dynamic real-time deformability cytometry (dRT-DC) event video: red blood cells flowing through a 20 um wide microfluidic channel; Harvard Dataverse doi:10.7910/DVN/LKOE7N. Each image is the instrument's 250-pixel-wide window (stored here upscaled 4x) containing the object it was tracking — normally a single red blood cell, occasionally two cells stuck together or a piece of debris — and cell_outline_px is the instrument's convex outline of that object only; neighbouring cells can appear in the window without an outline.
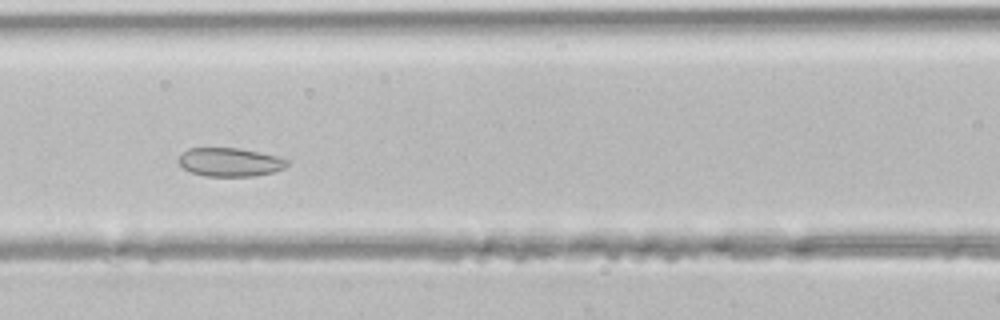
{"species": "common noctule bat (a hibernating species)", "species_latin": "Nyctalus noctula", "temperature_condition": "room temperature", "stored_images_in_passage": 35, "camera_frame_rate_fps": 3000, "um_per_image_px": 0.085, "animal": {"sex": "male", "body_mass_g": 21.5, "forearm_length_mm": 52.0}, "frame": {"image": 1, "passage_image": 10, "time_ms": 3.0, "image_size_px": [1000, 320], "cell_outline_px": [[288, 164], [284, 168], [272, 172], [252, 176], [204, 176], [192, 172], [184, 168], [176, 160], [188, 148], [240, 148], [260, 152], [276, 156], [288, 160]], "centroid_in_image_um": [19.53, 13.77], "position_along_channel_um": 147.1, "area_um2": 17.98}}
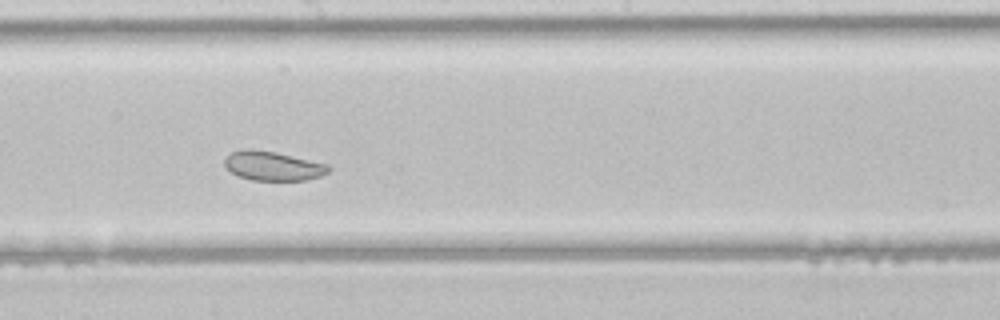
{"frame": {"image": 2, "passage_image": 15, "time_ms": 4.667, "image_size_px": [1000, 320], "cell_outline_px": [[332, 168], [328, 172], [320, 176], [304, 180], [252, 180], [240, 176], [232, 172], [224, 164], [224, 160], [232, 152], [244, 148], [252, 148], [276, 152], [328, 164]], "centroid_in_image_um": [23.21, 14.09], "position_along_channel_um": 225.0, "area_um2": 17.63}}
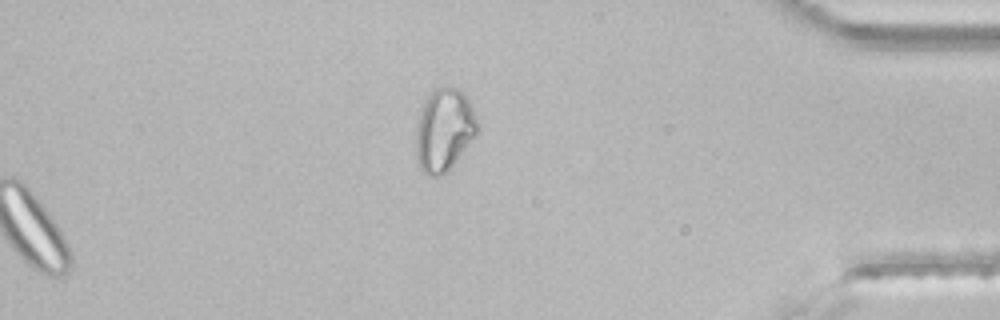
{"frame": {"image": 3, "passage_image": 35, "time_ms": 11.333, "image_size_px": [1000, 320], "cell_outline_px": [[480, 132], [448, 172], [440, 176], [428, 176], [420, 168], [416, 160], [416, 124], [420, 108], [424, 96], [432, 88], [460, 88], [468, 96], [472, 104], [480, 128]], "centroid_in_image_um": [37.76, 11.02], "position_along_channel_um": 397.4, "area_um2": 30.81}}